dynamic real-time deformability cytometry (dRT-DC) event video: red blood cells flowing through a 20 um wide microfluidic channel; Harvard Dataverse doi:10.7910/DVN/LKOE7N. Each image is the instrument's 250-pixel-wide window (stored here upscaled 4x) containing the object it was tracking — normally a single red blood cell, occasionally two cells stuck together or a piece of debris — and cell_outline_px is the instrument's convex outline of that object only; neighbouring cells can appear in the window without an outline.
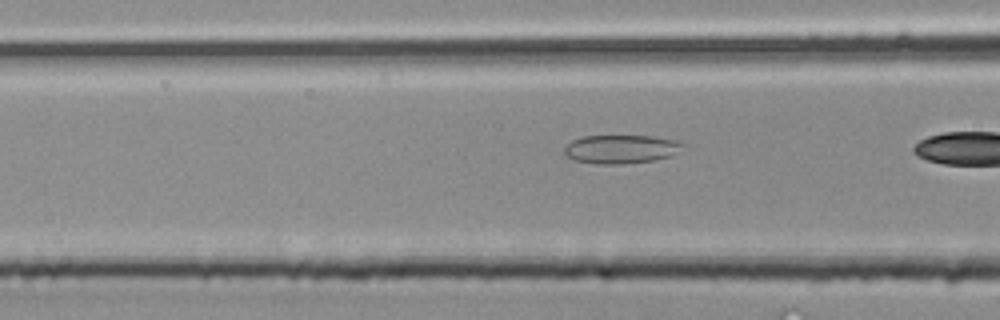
{"species": "common noctule bat (a hibernating species)", "species_latin": "Nyctalus noctula", "temperature_condition": "room temperature", "stored_images_in_passage": 6, "camera_frame_rate_fps": 3000, "um_per_image_px": 0.085, "animal": {"sex": "male", "body_mass_g": 20.4}, "frame": {"image": 1, "passage_image": 6, "time_ms": 1.667, "image_size_px": [1000, 320], "cell_outline_px": [[688, 144], [680, 152], [672, 156], [656, 160], [624, 164], [596, 164], [576, 160], [564, 156], [564, 148], [572, 140], [580, 136], [652, 136], [676, 140]], "centroid_in_image_um": [52.84, 12.68], "position_along_channel_um": 113.8, "area_um2": 20.17}}